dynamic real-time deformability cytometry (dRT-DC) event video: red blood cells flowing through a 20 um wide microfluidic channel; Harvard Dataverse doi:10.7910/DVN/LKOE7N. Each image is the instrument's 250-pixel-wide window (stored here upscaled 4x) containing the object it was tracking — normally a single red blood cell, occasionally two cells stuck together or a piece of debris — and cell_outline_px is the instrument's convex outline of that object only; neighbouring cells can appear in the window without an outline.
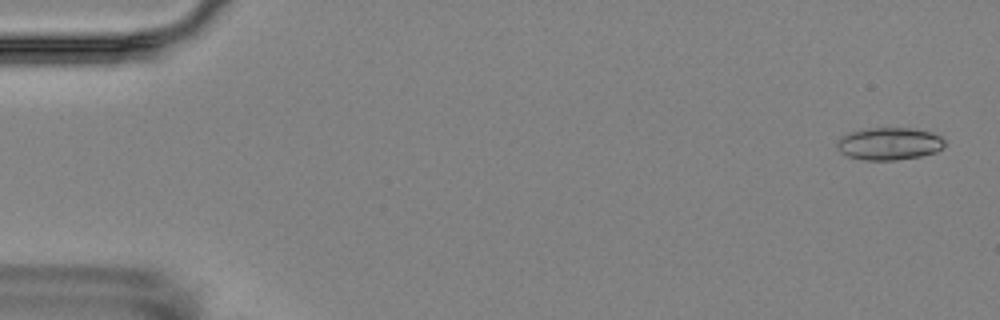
{"species": "Egyptian fruit bat (a non-hibernating species)", "species_latin": "Rousettus aegyptiacus", "temperature_condition": "room temperature", "stored_images_in_passage": 6, "camera_frame_rate_fps": 3000, "um_per_image_px": 0.085, "animal": {"sex": "female"}, "frame": {"image": 1, "passage_image": 1, "time_ms": 0.0, "image_size_px": [1000, 320], "cell_outline_px": [[944, 148], [936, 152], [920, 156], [896, 160], [864, 160], [848, 156], [840, 152], [836, 144], [836, 140], [840, 136], [848, 132], [868, 128], [912, 128], [932, 132], [940, 136], [944, 140]], "centroid_in_image_um": [75.56, 12.21], "position_along_channel_um": 9.4, "area_um2": 20.58}}